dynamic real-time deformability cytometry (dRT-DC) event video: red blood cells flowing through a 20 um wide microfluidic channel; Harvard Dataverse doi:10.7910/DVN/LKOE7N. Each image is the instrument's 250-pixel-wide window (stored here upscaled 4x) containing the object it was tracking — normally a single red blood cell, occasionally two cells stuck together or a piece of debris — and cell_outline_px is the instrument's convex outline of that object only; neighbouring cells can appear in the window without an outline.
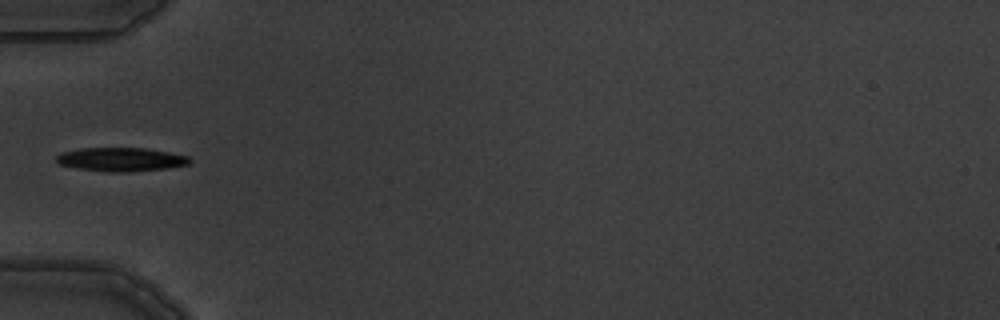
{"species": "common noctule bat (a hibernating species)", "species_latin": "Nyctalus noctula", "temperature_condition": "warm", "stored_images_in_passage": 4, "camera_frame_rate_fps": 3000, "um_per_image_px": 0.085, "animal": {"sex": "male", "body_mass_g": 19.5, "forearm_length_mm": 54.6}, "frame": {"image": 1, "passage_image": 3, "time_ms": 2.333, "image_size_px": [1000, 320], "cell_outline_px": [[192, 160], [188, 164], [164, 168], [128, 172], [108, 172], [76, 168], [60, 164], [56, 160], [56, 156], [60, 152], [80, 148], [144, 148], [168, 152], [188, 156]], "centroid_in_image_um": [10.24, 13.54], "position_along_channel_um": 74.8, "area_um2": 18.32}}